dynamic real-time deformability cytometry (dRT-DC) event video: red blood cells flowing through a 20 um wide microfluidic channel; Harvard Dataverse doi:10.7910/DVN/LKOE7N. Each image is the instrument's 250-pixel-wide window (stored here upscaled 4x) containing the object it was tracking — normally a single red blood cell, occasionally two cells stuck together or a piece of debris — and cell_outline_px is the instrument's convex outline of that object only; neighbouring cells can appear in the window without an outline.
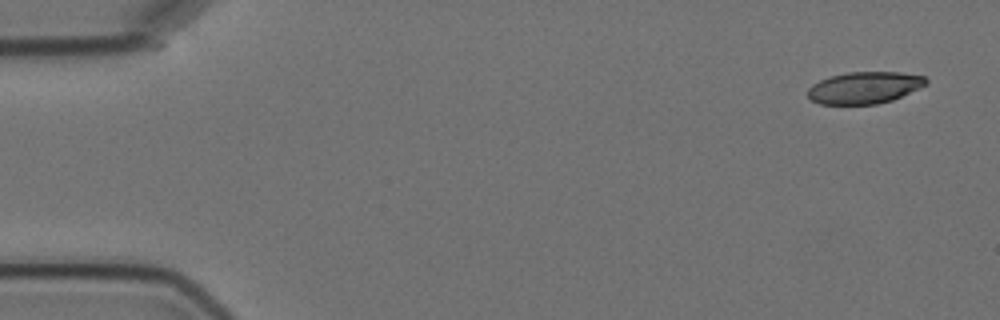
{"species": "Egyptian fruit bat (a non-hibernating species)", "species_latin": "Rousettus aegyptiacus", "temperature_condition": "cold", "stored_images_in_passage": 5, "camera_frame_rate_fps": 3000, "um_per_image_px": 0.085, "animal": {"sex": "female"}, "frame": {"image": 1, "passage_image": 1, "time_ms": 0.0, "image_size_px": [1000, 320], "cell_outline_px": [[928, 84], [920, 88], [892, 100], [876, 104], [820, 104], [812, 100], [808, 96], [808, 88], [812, 84], [820, 80], [832, 76], [848, 72], [900, 72], [924, 76], [928, 80]], "centroid_in_image_um": [73.5, 7.45], "position_along_channel_um": 11.5, "area_um2": 21.91}}
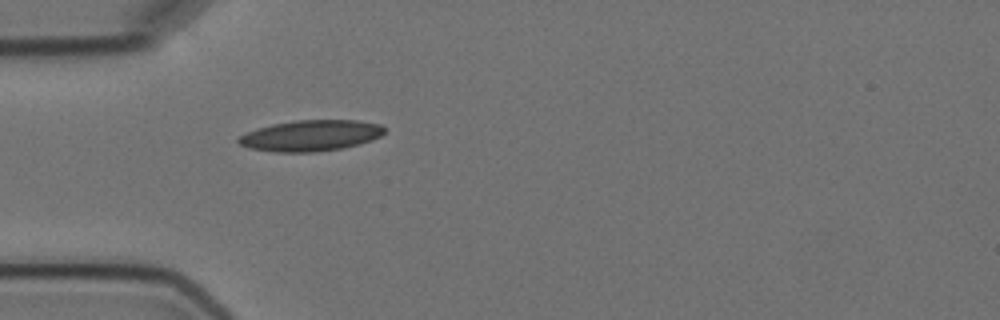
{"frame": {"image": 2, "passage_image": 5, "time_ms": 4.667, "image_size_px": [1000, 320], "cell_outline_px": [[384, 132], [380, 136], [372, 140], [360, 144], [340, 148], [316, 152], [272, 152], [248, 148], [240, 144], [236, 140], [240, 136], [248, 132], [272, 124], [296, 120], [356, 120], [380, 124], [384, 128]], "centroid_in_image_um": [26.41, 11.53], "position_along_channel_um": 58.6, "area_um2": 26.24}}